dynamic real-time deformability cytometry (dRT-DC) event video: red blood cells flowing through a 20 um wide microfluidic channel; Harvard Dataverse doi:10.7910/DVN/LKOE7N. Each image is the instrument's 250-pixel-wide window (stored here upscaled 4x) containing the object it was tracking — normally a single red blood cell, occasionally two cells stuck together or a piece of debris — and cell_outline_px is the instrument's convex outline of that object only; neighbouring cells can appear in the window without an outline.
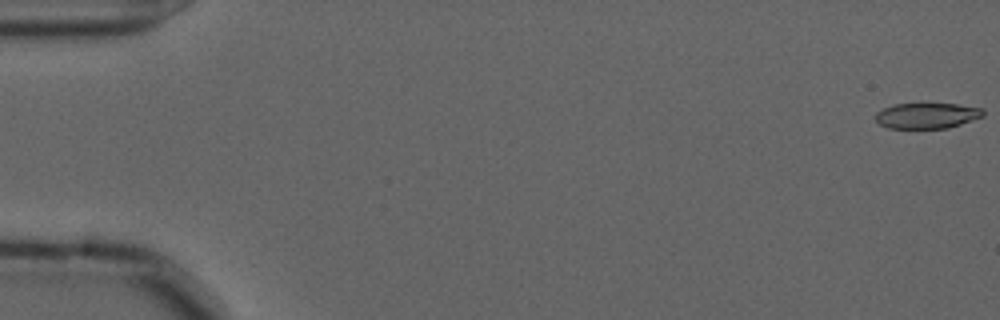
{"species": "common noctule bat (a hibernating species)", "species_latin": "Nyctalus noctula", "temperature_condition": "cold", "stored_images_in_passage": 32, "camera_frame_rate_fps": 3000, "um_per_image_px": 0.085, "animal": {"sex": "male", "forearm_length_mm": 52.5}, "frame": {"image": 1, "passage_image": 1, "time_ms": 0.0, "image_size_px": [1000, 320], "cell_outline_px": [[984, 116], [948, 128], [888, 128], [880, 124], [872, 116], [876, 112], [892, 104], [924, 100], [956, 104], [984, 108]], "centroid_in_image_um": [78.76, 9.77], "position_along_channel_um": 6.2, "area_um2": 17.05}}
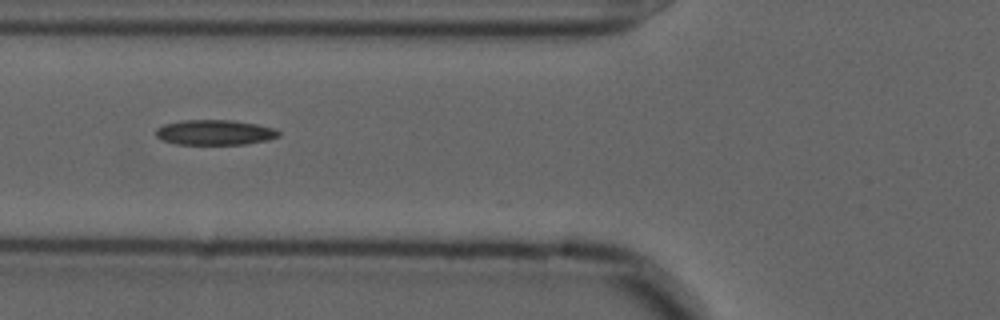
{"frame": {"image": 2, "passage_image": 22, "time_ms": 7.0, "image_size_px": [1000, 320], "cell_outline_px": [[280, 136], [268, 140], [244, 144], [176, 144], [160, 140], [156, 136], [156, 128], [164, 124], [184, 120], [232, 120], [256, 124], [276, 128], [280, 132]], "centroid_in_image_um": [18.26, 11.25], "position_along_channel_um": 107.5, "area_um2": 18.09}}
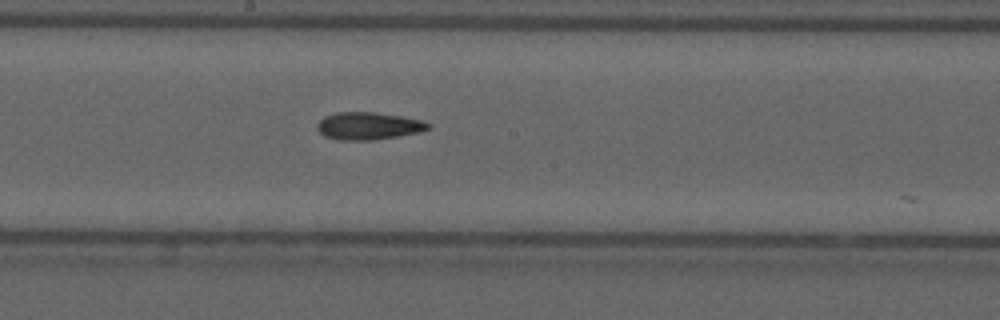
{"frame": {"image": 3, "passage_image": 31, "time_ms": 10.0, "image_size_px": [1000, 320], "cell_outline_px": [[432, 128], [420, 132], [372, 140], [340, 140], [324, 136], [316, 128], [316, 124], [324, 116], [336, 112], [376, 112], [424, 120], [432, 124]], "centroid_in_image_um": [31.33, 10.69], "position_along_channel_um": 216.9, "area_um2": 17.92}}